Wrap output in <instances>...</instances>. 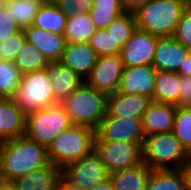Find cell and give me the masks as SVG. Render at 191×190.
I'll use <instances>...</instances> for the list:
<instances>
[{"mask_svg":"<svg viewBox=\"0 0 191 190\" xmlns=\"http://www.w3.org/2000/svg\"><path fill=\"white\" fill-rule=\"evenodd\" d=\"M180 74L177 72L157 70L153 101L179 104Z\"/></svg>","mask_w":191,"mask_h":190,"instance_id":"603a6c76","label":"cell"},{"mask_svg":"<svg viewBox=\"0 0 191 190\" xmlns=\"http://www.w3.org/2000/svg\"><path fill=\"white\" fill-rule=\"evenodd\" d=\"M27 113L14 98H0V145L26 134Z\"/></svg>","mask_w":191,"mask_h":190,"instance_id":"5bb4252c","label":"cell"},{"mask_svg":"<svg viewBox=\"0 0 191 190\" xmlns=\"http://www.w3.org/2000/svg\"><path fill=\"white\" fill-rule=\"evenodd\" d=\"M46 0H5V6L10 11L17 25L24 29L33 25L34 18Z\"/></svg>","mask_w":191,"mask_h":190,"instance_id":"484cf974","label":"cell"},{"mask_svg":"<svg viewBox=\"0 0 191 190\" xmlns=\"http://www.w3.org/2000/svg\"><path fill=\"white\" fill-rule=\"evenodd\" d=\"M22 73L17 66L7 60H0V98H14Z\"/></svg>","mask_w":191,"mask_h":190,"instance_id":"f1b7e54d","label":"cell"},{"mask_svg":"<svg viewBox=\"0 0 191 190\" xmlns=\"http://www.w3.org/2000/svg\"><path fill=\"white\" fill-rule=\"evenodd\" d=\"M92 7L122 8L120 0H93Z\"/></svg>","mask_w":191,"mask_h":190,"instance_id":"60d3db41","label":"cell"},{"mask_svg":"<svg viewBox=\"0 0 191 190\" xmlns=\"http://www.w3.org/2000/svg\"><path fill=\"white\" fill-rule=\"evenodd\" d=\"M14 100L26 113L58 104L47 68L22 74Z\"/></svg>","mask_w":191,"mask_h":190,"instance_id":"52a82bcc","label":"cell"},{"mask_svg":"<svg viewBox=\"0 0 191 190\" xmlns=\"http://www.w3.org/2000/svg\"><path fill=\"white\" fill-rule=\"evenodd\" d=\"M146 190H187L179 169L152 170Z\"/></svg>","mask_w":191,"mask_h":190,"instance_id":"83f0119b","label":"cell"},{"mask_svg":"<svg viewBox=\"0 0 191 190\" xmlns=\"http://www.w3.org/2000/svg\"><path fill=\"white\" fill-rule=\"evenodd\" d=\"M21 28L17 25L8 8L4 5L0 8V42L5 41Z\"/></svg>","mask_w":191,"mask_h":190,"instance_id":"d590c367","label":"cell"},{"mask_svg":"<svg viewBox=\"0 0 191 190\" xmlns=\"http://www.w3.org/2000/svg\"><path fill=\"white\" fill-rule=\"evenodd\" d=\"M180 75L191 77V51L184 58L179 71L177 72Z\"/></svg>","mask_w":191,"mask_h":190,"instance_id":"b9f144b4","label":"cell"},{"mask_svg":"<svg viewBox=\"0 0 191 190\" xmlns=\"http://www.w3.org/2000/svg\"><path fill=\"white\" fill-rule=\"evenodd\" d=\"M5 4V0H0V8H2Z\"/></svg>","mask_w":191,"mask_h":190,"instance_id":"bcb514c9","label":"cell"},{"mask_svg":"<svg viewBox=\"0 0 191 190\" xmlns=\"http://www.w3.org/2000/svg\"><path fill=\"white\" fill-rule=\"evenodd\" d=\"M143 162L152 170L180 169L190 154L173 132L145 136Z\"/></svg>","mask_w":191,"mask_h":190,"instance_id":"5b68a950","label":"cell"},{"mask_svg":"<svg viewBox=\"0 0 191 190\" xmlns=\"http://www.w3.org/2000/svg\"><path fill=\"white\" fill-rule=\"evenodd\" d=\"M158 36L136 29L121 49L123 66L152 65Z\"/></svg>","mask_w":191,"mask_h":190,"instance_id":"7c38bea8","label":"cell"},{"mask_svg":"<svg viewBox=\"0 0 191 190\" xmlns=\"http://www.w3.org/2000/svg\"><path fill=\"white\" fill-rule=\"evenodd\" d=\"M67 18L54 2L45 1L37 12L33 25L48 32L64 34Z\"/></svg>","mask_w":191,"mask_h":190,"instance_id":"cb8c5ba5","label":"cell"},{"mask_svg":"<svg viewBox=\"0 0 191 190\" xmlns=\"http://www.w3.org/2000/svg\"><path fill=\"white\" fill-rule=\"evenodd\" d=\"M72 125L61 104L27 113L26 136L49 147L55 138Z\"/></svg>","mask_w":191,"mask_h":190,"instance_id":"8992f818","label":"cell"},{"mask_svg":"<svg viewBox=\"0 0 191 190\" xmlns=\"http://www.w3.org/2000/svg\"><path fill=\"white\" fill-rule=\"evenodd\" d=\"M61 105L73 125L96 130L106 116L107 95L83 83Z\"/></svg>","mask_w":191,"mask_h":190,"instance_id":"3957f363","label":"cell"},{"mask_svg":"<svg viewBox=\"0 0 191 190\" xmlns=\"http://www.w3.org/2000/svg\"><path fill=\"white\" fill-rule=\"evenodd\" d=\"M56 190H85V189L80 186L69 183L63 176H61Z\"/></svg>","mask_w":191,"mask_h":190,"instance_id":"7bdbcfd3","label":"cell"},{"mask_svg":"<svg viewBox=\"0 0 191 190\" xmlns=\"http://www.w3.org/2000/svg\"><path fill=\"white\" fill-rule=\"evenodd\" d=\"M0 190H17L13 181H6L0 179Z\"/></svg>","mask_w":191,"mask_h":190,"instance_id":"f6af8a7d","label":"cell"},{"mask_svg":"<svg viewBox=\"0 0 191 190\" xmlns=\"http://www.w3.org/2000/svg\"><path fill=\"white\" fill-rule=\"evenodd\" d=\"M26 41L23 29L0 42V60L13 62L17 53Z\"/></svg>","mask_w":191,"mask_h":190,"instance_id":"836d02e7","label":"cell"},{"mask_svg":"<svg viewBox=\"0 0 191 190\" xmlns=\"http://www.w3.org/2000/svg\"><path fill=\"white\" fill-rule=\"evenodd\" d=\"M189 51L173 37H158L152 65L156 70L178 72Z\"/></svg>","mask_w":191,"mask_h":190,"instance_id":"e0dca14e","label":"cell"},{"mask_svg":"<svg viewBox=\"0 0 191 190\" xmlns=\"http://www.w3.org/2000/svg\"><path fill=\"white\" fill-rule=\"evenodd\" d=\"M98 55L84 42L67 43L60 62L85 79L95 66Z\"/></svg>","mask_w":191,"mask_h":190,"instance_id":"ffe728a7","label":"cell"},{"mask_svg":"<svg viewBox=\"0 0 191 190\" xmlns=\"http://www.w3.org/2000/svg\"><path fill=\"white\" fill-rule=\"evenodd\" d=\"M54 3L65 15L70 16L80 12H89L93 0H56Z\"/></svg>","mask_w":191,"mask_h":190,"instance_id":"8d00e7d4","label":"cell"},{"mask_svg":"<svg viewBox=\"0 0 191 190\" xmlns=\"http://www.w3.org/2000/svg\"><path fill=\"white\" fill-rule=\"evenodd\" d=\"M48 62L44 54L34 44L27 41L13 61L22 74L46 68Z\"/></svg>","mask_w":191,"mask_h":190,"instance_id":"4316f807","label":"cell"},{"mask_svg":"<svg viewBox=\"0 0 191 190\" xmlns=\"http://www.w3.org/2000/svg\"><path fill=\"white\" fill-rule=\"evenodd\" d=\"M157 70L153 65L124 66L118 92L152 99Z\"/></svg>","mask_w":191,"mask_h":190,"instance_id":"4fadbf2b","label":"cell"},{"mask_svg":"<svg viewBox=\"0 0 191 190\" xmlns=\"http://www.w3.org/2000/svg\"><path fill=\"white\" fill-rule=\"evenodd\" d=\"M53 84L54 99L58 104L66 100L83 83L84 79L60 61H49L47 65Z\"/></svg>","mask_w":191,"mask_h":190,"instance_id":"ac0fdd59","label":"cell"},{"mask_svg":"<svg viewBox=\"0 0 191 190\" xmlns=\"http://www.w3.org/2000/svg\"><path fill=\"white\" fill-rule=\"evenodd\" d=\"M46 1H48V2H55L56 0H46Z\"/></svg>","mask_w":191,"mask_h":190,"instance_id":"7dc6e473","label":"cell"},{"mask_svg":"<svg viewBox=\"0 0 191 190\" xmlns=\"http://www.w3.org/2000/svg\"><path fill=\"white\" fill-rule=\"evenodd\" d=\"M88 44L94 49L98 57L121 53V48L117 43H114L113 38L106 29H96Z\"/></svg>","mask_w":191,"mask_h":190,"instance_id":"1f68e13d","label":"cell"},{"mask_svg":"<svg viewBox=\"0 0 191 190\" xmlns=\"http://www.w3.org/2000/svg\"><path fill=\"white\" fill-rule=\"evenodd\" d=\"M172 37L191 51V5L182 14Z\"/></svg>","mask_w":191,"mask_h":190,"instance_id":"e575fe53","label":"cell"},{"mask_svg":"<svg viewBox=\"0 0 191 190\" xmlns=\"http://www.w3.org/2000/svg\"><path fill=\"white\" fill-rule=\"evenodd\" d=\"M136 29V20L133 12H125L106 28L114 43H117L121 49Z\"/></svg>","mask_w":191,"mask_h":190,"instance_id":"f546056e","label":"cell"},{"mask_svg":"<svg viewBox=\"0 0 191 190\" xmlns=\"http://www.w3.org/2000/svg\"><path fill=\"white\" fill-rule=\"evenodd\" d=\"M95 130L81 125H71L60 133L47 148L51 163L63 169L94 149Z\"/></svg>","mask_w":191,"mask_h":190,"instance_id":"277c9868","label":"cell"},{"mask_svg":"<svg viewBox=\"0 0 191 190\" xmlns=\"http://www.w3.org/2000/svg\"><path fill=\"white\" fill-rule=\"evenodd\" d=\"M147 0H120L122 8L125 12H135Z\"/></svg>","mask_w":191,"mask_h":190,"instance_id":"ab89813d","label":"cell"},{"mask_svg":"<svg viewBox=\"0 0 191 190\" xmlns=\"http://www.w3.org/2000/svg\"><path fill=\"white\" fill-rule=\"evenodd\" d=\"M50 163L47 147L26 135L0 145V179L13 181Z\"/></svg>","mask_w":191,"mask_h":190,"instance_id":"6da1fadb","label":"cell"},{"mask_svg":"<svg viewBox=\"0 0 191 190\" xmlns=\"http://www.w3.org/2000/svg\"><path fill=\"white\" fill-rule=\"evenodd\" d=\"M95 31L89 13L80 12L68 16L64 37L67 43H88Z\"/></svg>","mask_w":191,"mask_h":190,"instance_id":"d4e9b609","label":"cell"},{"mask_svg":"<svg viewBox=\"0 0 191 190\" xmlns=\"http://www.w3.org/2000/svg\"><path fill=\"white\" fill-rule=\"evenodd\" d=\"M177 106L152 101L142 118L144 136L173 131Z\"/></svg>","mask_w":191,"mask_h":190,"instance_id":"2e32d148","label":"cell"},{"mask_svg":"<svg viewBox=\"0 0 191 190\" xmlns=\"http://www.w3.org/2000/svg\"><path fill=\"white\" fill-rule=\"evenodd\" d=\"M152 172L144 162L131 168L110 174L114 190H146Z\"/></svg>","mask_w":191,"mask_h":190,"instance_id":"7402d4cb","label":"cell"},{"mask_svg":"<svg viewBox=\"0 0 191 190\" xmlns=\"http://www.w3.org/2000/svg\"><path fill=\"white\" fill-rule=\"evenodd\" d=\"M23 31L26 41L34 44L48 61H60L67 44L64 34L48 32L34 25Z\"/></svg>","mask_w":191,"mask_h":190,"instance_id":"d6986e66","label":"cell"},{"mask_svg":"<svg viewBox=\"0 0 191 190\" xmlns=\"http://www.w3.org/2000/svg\"><path fill=\"white\" fill-rule=\"evenodd\" d=\"M172 132L191 155V106H177Z\"/></svg>","mask_w":191,"mask_h":190,"instance_id":"4dcf8cb0","label":"cell"},{"mask_svg":"<svg viewBox=\"0 0 191 190\" xmlns=\"http://www.w3.org/2000/svg\"><path fill=\"white\" fill-rule=\"evenodd\" d=\"M123 67L120 54L100 56L84 83L107 96L114 94L119 89Z\"/></svg>","mask_w":191,"mask_h":190,"instance_id":"30bf717a","label":"cell"},{"mask_svg":"<svg viewBox=\"0 0 191 190\" xmlns=\"http://www.w3.org/2000/svg\"><path fill=\"white\" fill-rule=\"evenodd\" d=\"M62 169L53 163L13 180L17 190H56Z\"/></svg>","mask_w":191,"mask_h":190,"instance_id":"44dd1931","label":"cell"},{"mask_svg":"<svg viewBox=\"0 0 191 190\" xmlns=\"http://www.w3.org/2000/svg\"><path fill=\"white\" fill-rule=\"evenodd\" d=\"M183 182L187 190H191V156L180 167Z\"/></svg>","mask_w":191,"mask_h":190,"instance_id":"f35d334b","label":"cell"},{"mask_svg":"<svg viewBox=\"0 0 191 190\" xmlns=\"http://www.w3.org/2000/svg\"><path fill=\"white\" fill-rule=\"evenodd\" d=\"M152 99L137 94L115 92L107 96L106 113L115 118H143Z\"/></svg>","mask_w":191,"mask_h":190,"instance_id":"9a60e30c","label":"cell"},{"mask_svg":"<svg viewBox=\"0 0 191 190\" xmlns=\"http://www.w3.org/2000/svg\"><path fill=\"white\" fill-rule=\"evenodd\" d=\"M144 138L141 119L115 118L106 113V116L95 130L94 140L143 143Z\"/></svg>","mask_w":191,"mask_h":190,"instance_id":"8fae6325","label":"cell"},{"mask_svg":"<svg viewBox=\"0 0 191 190\" xmlns=\"http://www.w3.org/2000/svg\"><path fill=\"white\" fill-rule=\"evenodd\" d=\"M143 143L94 140V150L112 174L143 162Z\"/></svg>","mask_w":191,"mask_h":190,"instance_id":"ba28073f","label":"cell"},{"mask_svg":"<svg viewBox=\"0 0 191 190\" xmlns=\"http://www.w3.org/2000/svg\"><path fill=\"white\" fill-rule=\"evenodd\" d=\"M62 176L69 183L89 190L109 178L110 173L93 149L76 162L66 165L62 169Z\"/></svg>","mask_w":191,"mask_h":190,"instance_id":"9c48e42d","label":"cell"},{"mask_svg":"<svg viewBox=\"0 0 191 190\" xmlns=\"http://www.w3.org/2000/svg\"><path fill=\"white\" fill-rule=\"evenodd\" d=\"M89 190H114V187H113L112 181L109 177L106 180L95 185L93 188H91Z\"/></svg>","mask_w":191,"mask_h":190,"instance_id":"ee69618b","label":"cell"},{"mask_svg":"<svg viewBox=\"0 0 191 190\" xmlns=\"http://www.w3.org/2000/svg\"><path fill=\"white\" fill-rule=\"evenodd\" d=\"M178 107L191 106V77L180 75Z\"/></svg>","mask_w":191,"mask_h":190,"instance_id":"74e56055","label":"cell"},{"mask_svg":"<svg viewBox=\"0 0 191 190\" xmlns=\"http://www.w3.org/2000/svg\"><path fill=\"white\" fill-rule=\"evenodd\" d=\"M89 15L96 29H106L114 20L125 13L123 8L91 7Z\"/></svg>","mask_w":191,"mask_h":190,"instance_id":"d6a6232c","label":"cell"},{"mask_svg":"<svg viewBox=\"0 0 191 190\" xmlns=\"http://www.w3.org/2000/svg\"><path fill=\"white\" fill-rule=\"evenodd\" d=\"M191 0H147L134 13L136 27L158 37H172Z\"/></svg>","mask_w":191,"mask_h":190,"instance_id":"7a4b0ae2","label":"cell"}]
</instances>
